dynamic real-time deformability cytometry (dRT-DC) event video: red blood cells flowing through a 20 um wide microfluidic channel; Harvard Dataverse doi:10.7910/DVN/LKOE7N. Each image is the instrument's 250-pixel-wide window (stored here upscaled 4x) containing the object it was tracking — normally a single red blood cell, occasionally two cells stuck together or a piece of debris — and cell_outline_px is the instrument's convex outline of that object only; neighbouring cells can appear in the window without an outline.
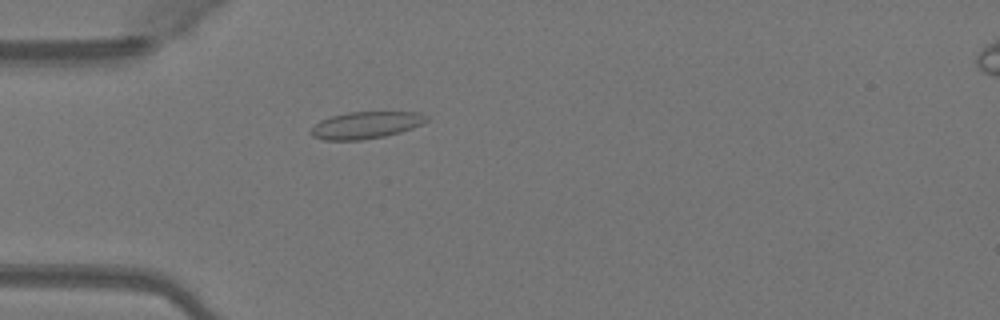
{"species": "Egyptian fruit bat (a non-hibernating species)", "species_latin": "Rousettus aegyptiacus", "temperature_condition": "warm", "stored_images_in_passage": 22, "camera_frame_rate_fps": 3000, "um_per_image_px": 0.085, "animal": {"sex": "female"}, "frame": {"image": 1, "passage_image": 4, "time_ms": 1.0, "image_size_px": [1000, 320], "cell_outline_px": [[428, 120], [412, 128], [400, 132], [384, 136], [360, 140], [324, 140], [312, 136], [308, 132], [320, 120], [332, 116], [348, 112], [420, 112], [428, 116]], "centroid_in_image_um": [31.08, 10.63], "position_along_channel_um": 53.9, "area_um2": 18.09}}
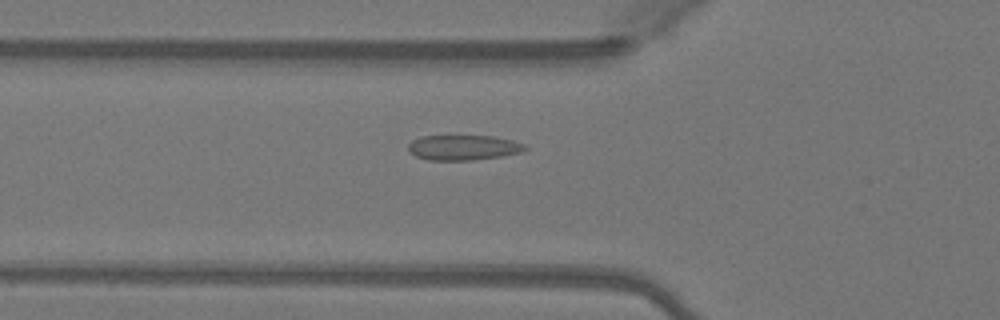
{"frame": {"image": 2, "passage_image": 7, "time_ms": 2.0, "image_size_px": [1000, 320], "cell_outline_px": [[528, 148], [520, 152], [500, 156], [472, 160], [428, 160], [416, 156], [408, 152], [408, 144], [412, 140], [420, 136], [492, 136], [512, 140], [524, 144]], "centroid_in_image_um": [39.34, 12.54], "position_along_channel_um": 86.5, "area_um2": 17.05}}
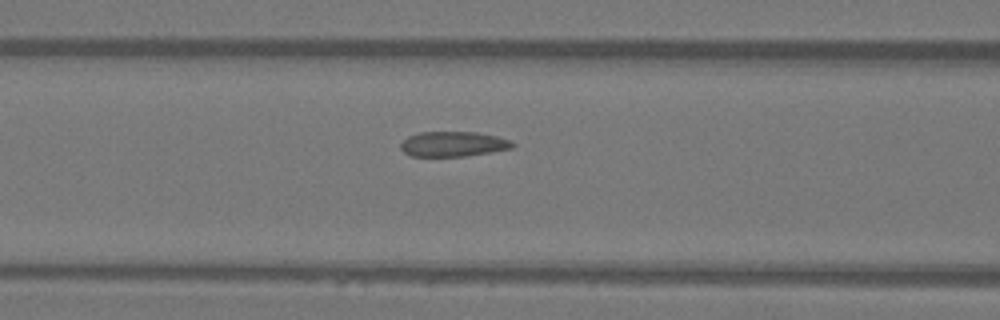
{"frame": {"image": 3, "passage_image": 10, "time_ms": 3.0, "image_size_px": [1000, 320], "cell_outline_px": [[516, 144], [512, 148], [492, 152], [464, 156], [412, 156], [404, 152], [400, 148], [400, 144], [408, 136], [420, 132], [476, 132], [496, 136], [512, 140]], "centroid_in_image_um": [38.54, 12.24], "position_along_channel_um": 128.1, "area_um2": 16.36}}